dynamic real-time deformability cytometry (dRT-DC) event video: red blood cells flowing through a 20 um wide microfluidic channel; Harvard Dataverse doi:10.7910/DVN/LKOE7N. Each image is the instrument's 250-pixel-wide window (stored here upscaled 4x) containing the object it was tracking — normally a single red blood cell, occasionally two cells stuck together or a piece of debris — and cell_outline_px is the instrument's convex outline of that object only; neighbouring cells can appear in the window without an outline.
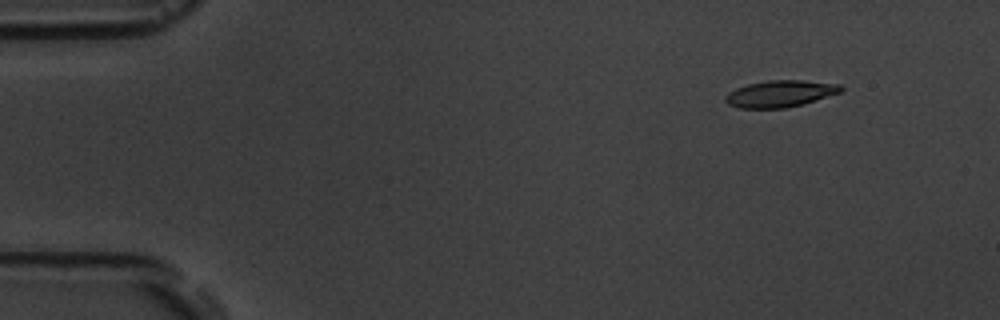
{"species": "common noctule bat (a hibernating species)", "species_latin": "Nyctalus noctula", "temperature_condition": "room temperature", "stored_images_in_passage": 4, "camera_frame_rate_fps": 3000, "um_per_image_px": 0.085, "animal": {"sex": "male", "body_mass_g": 19.5, "forearm_length_mm": 54.6}, "frame": {"image": 1, "passage_image": 1, "time_ms": 0.0, "image_size_px": [1000, 320], "cell_outline_px": [[844, 88], [840, 92], [804, 104], [784, 108], [740, 108], [728, 104], [724, 100], [724, 96], [728, 92], [736, 88], [748, 84], [768, 80], [804, 80], [840, 84]], "centroid_in_image_um": [66.3, 7.96], "position_along_channel_um": 18.7, "area_um2": 18.03}}
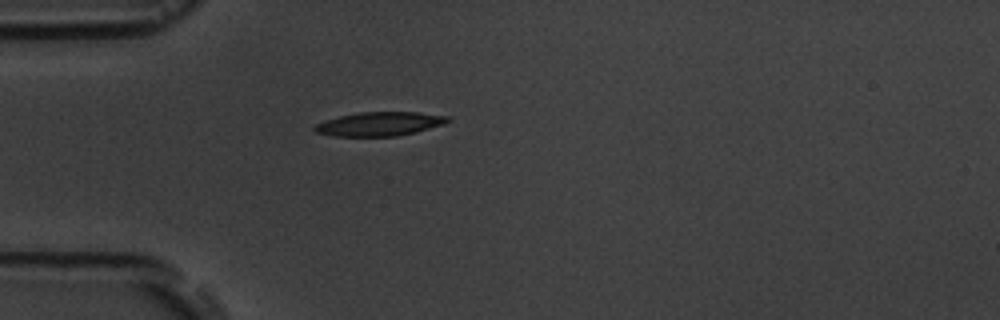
{"frame": {"image": 2, "passage_image": 4, "time_ms": 3.333, "image_size_px": [1000, 320], "cell_outline_px": [[452, 120], [444, 124], [416, 132], [396, 136], [336, 136], [316, 132], [312, 128], [316, 124], [324, 120], [340, 116], [360, 112], [420, 112], [452, 116]], "centroid_in_image_um": [32.32, 10.52], "position_along_channel_um": 52.7, "area_um2": 18.67}}